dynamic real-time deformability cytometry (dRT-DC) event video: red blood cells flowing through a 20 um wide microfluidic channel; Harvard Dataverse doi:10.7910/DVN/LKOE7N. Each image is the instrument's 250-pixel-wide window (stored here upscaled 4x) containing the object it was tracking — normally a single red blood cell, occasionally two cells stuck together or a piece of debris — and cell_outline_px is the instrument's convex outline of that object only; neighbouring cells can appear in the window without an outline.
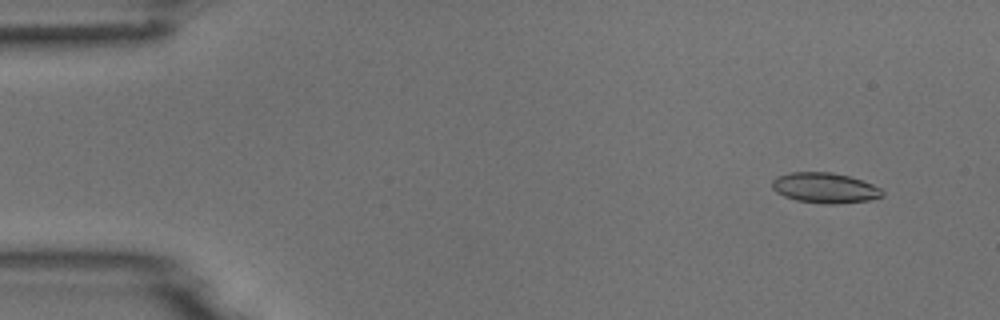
{"species": "common noctule bat (a hibernating species)", "species_latin": "Nyctalus noctula", "temperature_condition": "room temperature", "stored_images_in_passage": 6, "camera_frame_rate_fps": 3000, "um_per_image_px": 0.085, "animal": {"sex": "male", "body_mass_g": 18.8}, "frame": {"image": 1, "passage_image": 2, "time_ms": 1.333, "image_size_px": [1000, 320], "cell_outline_px": [[884, 196], [868, 200], [836, 204], [824, 204], [796, 200], [784, 196], [776, 192], [772, 188], [772, 180], [776, 176], [792, 172], [832, 172], [848, 176], [872, 184], [880, 188], [884, 192]], "centroid_in_image_um": [70.09, 15.97], "position_along_channel_um": 14.9, "area_um2": 19.48}}
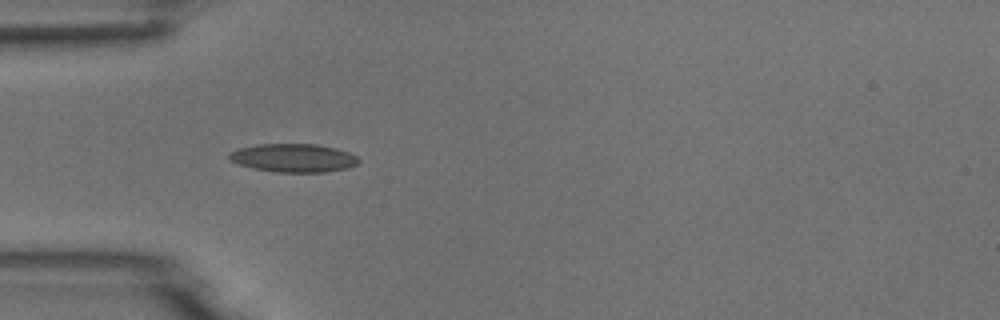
{"frame": {"image": 2, "passage_image": 5, "time_ms": 5.333, "image_size_px": [1000, 320], "cell_outline_px": [[360, 160], [356, 164], [348, 168], [324, 172], [276, 172], [252, 168], [228, 160], [228, 152], [236, 148], [256, 144], [316, 144], [336, 148], [348, 152], [356, 156]], "centroid_in_image_um": [24.9, 13.41], "position_along_channel_um": 60.1, "area_um2": 21.56}}